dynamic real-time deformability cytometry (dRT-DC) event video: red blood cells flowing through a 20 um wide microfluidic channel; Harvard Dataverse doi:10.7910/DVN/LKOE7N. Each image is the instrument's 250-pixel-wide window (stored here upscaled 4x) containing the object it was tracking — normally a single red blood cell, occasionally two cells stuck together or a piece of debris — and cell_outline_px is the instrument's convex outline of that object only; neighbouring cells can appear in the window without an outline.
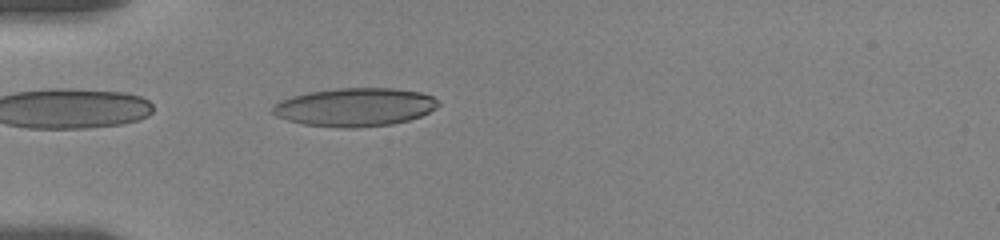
{"species": "human", "species_latin": "Homo sapiens", "temperature_condition": "room temperature", "stored_images_in_passage": 42, "camera_frame_rate_fps": 3000, "um_per_image_px": 0.085, "donor": {"sex": "female"}, "frame": {"image": 1, "passage_image": 2, "time_ms": 0.333, "image_size_px": [1000, 240], "cell_outline_px": [[440, 104], [436, 108], [420, 116], [408, 120], [392, 124], [356, 128], [340, 128], [304, 124], [288, 120], [276, 116], [272, 112], [272, 108], [280, 100], [292, 96], [308, 92], [340, 88], [392, 88], [420, 92], [432, 96]], "centroid_in_image_um": [30.16, 9.11], "position_along_channel_um": 54.8, "area_um2": 36.93}}
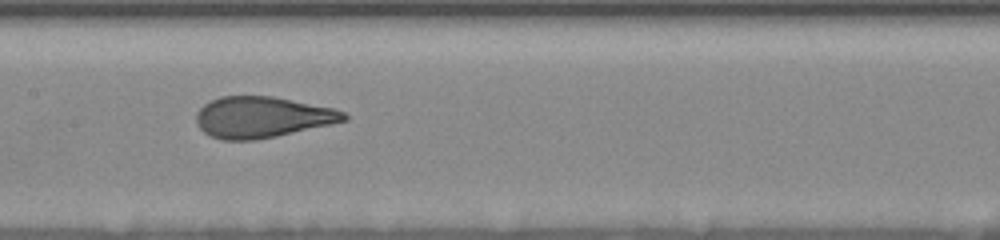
{"frame": {"image": 2, "passage_image": 14, "time_ms": 4.333, "image_size_px": [1000, 240], "cell_outline_px": [[348, 120], [332, 124], [276, 136], [256, 140], [220, 140], [204, 132], [200, 128], [196, 120], [196, 112], [204, 104], [220, 96], [272, 96], [332, 108], [344, 112], [348, 116]], "centroid_in_image_um": [22.27, 9.96], "position_along_channel_um": 185.1, "area_um2": 35.2}}
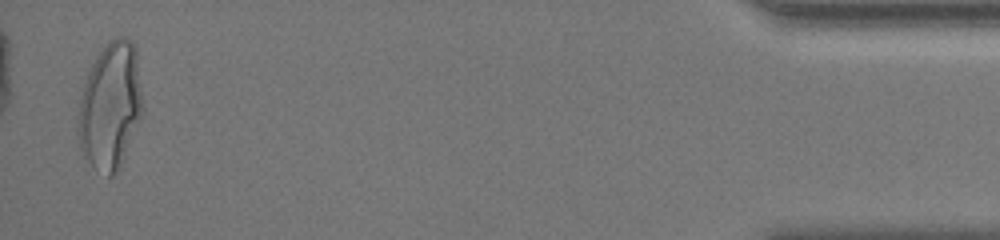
{"frame": {"image": 3, "passage_image": 41, "time_ms": 13.333, "image_size_px": [1000, 240], "cell_outline_px": [[144, 112], [124, 156], [116, 172], [112, 176], [108, 176], [92, 164], [88, 160], [80, 148], [76, 132], [76, 120], [80, 100], [84, 84], [88, 72], [96, 56], [108, 40], [116, 36], [128, 36], [132, 40], [136, 48], [144, 108]], "centroid_in_image_um": [9.39, 8.93], "position_along_channel_um": 425.8, "area_um2": 48.09}, "authors_computed_cell_mechanics": {"area_um2": 36.3562, "velocity_mm_per_s": 3.5142, "shape_relaxation_time_tau1_ms": 5.9918, "shape_relaxation_time_tau2_ms": 0.7492, "deformation_change_tau1": 0.2203, "deformation_change_tau2": 0.0843}}